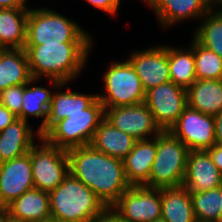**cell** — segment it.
Wrapping results in <instances>:
<instances>
[{"label": "cell", "instance_id": "1", "mask_svg": "<svg viewBox=\"0 0 222 222\" xmlns=\"http://www.w3.org/2000/svg\"><path fill=\"white\" fill-rule=\"evenodd\" d=\"M69 172L112 207L130 187L123 160L99 152L91 144L67 150Z\"/></svg>", "mask_w": 222, "mask_h": 222}, {"label": "cell", "instance_id": "2", "mask_svg": "<svg viewBox=\"0 0 222 222\" xmlns=\"http://www.w3.org/2000/svg\"><path fill=\"white\" fill-rule=\"evenodd\" d=\"M92 42H63L59 44L25 45L32 78L42 76L51 80L56 89H63L76 79L85 67Z\"/></svg>", "mask_w": 222, "mask_h": 222}, {"label": "cell", "instance_id": "3", "mask_svg": "<svg viewBox=\"0 0 222 222\" xmlns=\"http://www.w3.org/2000/svg\"><path fill=\"white\" fill-rule=\"evenodd\" d=\"M49 199L51 218L57 222H92L107 208L71 173L49 192Z\"/></svg>", "mask_w": 222, "mask_h": 222}, {"label": "cell", "instance_id": "4", "mask_svg": "<svg viewBox=\"0 0 222 222\" xmlns=\"http://www.w3.org/2000/svg\"><path fill=\"white\" fill-rule=\"evenodd\" d=\"M63 42H93L75 21L53 9L30 8L25 45L59 44Z\"/></svg>", "mask_w": 222, "mask_h": 222}, {"label": "cell", "instance_id": "5", "mask_svg": "<svg viewBox=\"0 0 222 222\" xmlns=\"http://www.w3.org/2000/svg\"><path fill=\"white\" fill-rule=\"evenodd\" d=\"M104 118V106L97 98L82 112L71 113L56 122L42 138L48 144L64 150L90 145Z\"/></svg>", "mask_w": 222, "mask_h": 222}, {"label": "cell", "instance_id": "6", "mask_svg": "<svg viewBox=\"0 0 222 222\" xmlns=\"http://www.w3.org/2000/svg\"><path fill=\"white\" fill-rule=\"evenodd\" d=\"M189 151L170 131H161L157 135V155L145 186L160 189L182 185Z\"/></svg>", "mask_w": 222, "mask_h": 222}, {"label": "cell", "instance_id": "7", "mask_svg": "<svg viewBox=\"0 0 222 222\" xmlns=\"http://www.w3.org/2000/svg\"><path fill=\"white\" fill-rule=\"evenodd\" d=\"M110 63L103 74L106 94H97L104 109L143 103L146 92L132 64L128 60Z\"/></svg>", "mask_w": 222, "mask_h": 222}, {"label": "cell", "instance_id": "8", "mask_svg": "<svg viewBox=\"0 0 222 222\" xmlns=\"http://www.w3.org/2000/svg\"><path fill=\"white\" fill-rule=\"evenodd\" d=\"M40 140L30 149L34 187L49 193L70 173L69 158L67 150L48 144L42 137Z\"/></svg>", "mask_w": 222, "mask_h": 222}, {"label": "cell", "instance_id": "9", "mask_svg": "<svg viewBox=\"0 0 222 222\" xmlns=\"http://www.w3.org/2000/svg\"><path fill=\"white\" fill-rule=\"evenodd\" d=\"M144 103L161 131H169L188 106L187 89L171 81L146 91Z\"/></svg>", "mask_w": 222, "mask_h": 222}, {"label": "cell", "instance_id": "10", "mask_svg": "<svg viewBox=\"0 0 222 222\" xmlns=\"http://www.w3.org/2000/svg\"><path fill=\"white\" fill-rule=\"evenodd\" d=\"M112 208L126 222H152L162 218L161 191L144 185L130 186Z\"/></svg>", "mask_w": 222, "mask_h": 222}, {"label": "cell", "instance_id": "11", "mask_svg": "<svg viewBox=\"0 0 222 222\" xmlns=\"http://www.w3.org/2000/svg\"><path fill=\"white\" fill-rule=\"evenodd\" d=\"M190 151L210 149L215 143V118L187 106L169 130Z\"/></svg>", "mask_w": 222, "mask_h": 222}, {"label": "cell", "instance_id": "12", "mask_svg": "<svg viewBox=\"0 0 222 222\" xmlns=\"http://www.w3.org/2000/svg\"><path fill=\"white\" fill-rule=\"evenodd\" d=\"M105 118L117 129L136 140L154 138L161 132L144 102L137 105L106 108Z\"/></svg>", "mask_w": 222, "mask_h": 222}, {"label": "cell", "instance_id": "13", "mask_svg": "<svg viewBox=\"0 0 222 222\" xmlns=\"http://www.w3.org/2000/svg\"><path fill=\"white\" fill-rule=\"evenodd\" d=\"M33 188L35 187L30 151L0 163V208H6L16 198Z\"/></svg>", "mask_w": 222, "mask_h": 222}, {"label": "cell", "instance_id": "14", "mask_svg": "<svg viewBox=\"0 0 222 222\" xmlns=\"http://www.w3.org/2000/svg\"><path fill=\"white\" fill-rule=\"evenodd\" d=\"M127 58L141 79L144 91L171 81L168 63V45L134 51Z\"/></svg>", "mask_w": 222, "mask_h": 222}, {"label": "cell", "instance_id": "15", "mask_svg": "<svg viewBox=\"0 0 222 222\" xmlns=\"http://www.w3.org/2000/svg\"><path fill=\"white\" fill-rule=\"evenodd\" d=\"M182 185L190 192H204L222 185V174L206 150L189 151Z\"/></svg>", "mask_w": 222, "mask_h": 222}, {"label": "cell", "instance_id": "16", "mask_svg": "<svg viewBox=\"0 0 222 222\" xmlns=\"http://www.w3.org/2000/svg\"><path fill=\"white\" fill-rule=\"evenodd\" d=\"M163 28L185 19H200L211 7L206 0H147Z\"/></svg>", "mask_w": 222, "mask_h": 222}, {"label": "cell", "instance_id": "17", "mask_svg": "<svg viewBox=\"0 0 222 222\" xmlns=\"http://www.w3.org/2000/svg\"><path fill=\"white\" fill-rule=\"evenodd\" d=\"M157 155V136L136 140L133 149L123 159L124 172L130 186L146 185L152 163Z\"/></svg>", "mask_w": 222, "mask_h": 222}, {"label": "cell", "instance_id": "18", "mask_svg": "<svg viewBox=\"0 0 222 222\" xmlns=\"http://www.w3.org/2000/svg\"><path fill=\"white\" fill-rule=\"evenodd\" d=\"M6 209L15 222H40L51 218L49 193L36 188L23 193Z\"/></svg>", "mask_w": 222, "mask_h": 222}, {"label": "cell", "instance_id": "19", "mask_svg": "<svg viewBox=\"0 0 222 222\" xmlns=\"http://www.w3.org/2000/svg\"><path fill=\"white\" fill-rule=\"evenodd\" d=\"M34 128L23 119H16L0 131V163L15 159L34 146Z\"/></svg>", "mask_w": 222, "mask_h": 222}, {"label": "cell", "instance_id": "20", "mask_svg": "<svg viewBox=\"0 0 222 222\" xmlns=\"http://www.w3.org/2000/svg\"><path fill=\"white\" fill-rule=\"evenodd\" d=\"M97 94H82L77 91H54L45 126L38 132L42 137L56 122L65 119L71 113L82 112L96 99Z\"/></svg>", "mask_w": 222, "mask_h": 222}, {"label": "cell", "instance_id": "21", "mask_svg": "<svg viewBox=\"0 0 222 222\" xmlns=\"http://www.w3.org/2000/svg\"><path fill=\"white\" fill-rule=\"evenodd\" d=\"M188 106L203 114L218 115L222 112V79H196L187 89Z\"/></svg>", "mask_w": 222, "mask_h": 222}, {"label": "cell", "instance_id": "22", "mask_svg": "<svg viewBox=\"0 0 222 222\" xmlns=\"http://www.w3.org/2000/svg\"><path fill=\"white\" fill-rule=\"evenodd\" d=\"M136 139L117 129L104 118L96 129L91 145L99 152L123 160L133 149Z\"/></svg>", "mask_w": 222, "mask_h": 222}, {"label": "cell", "instance_id": "23", "mask_svg": "<svg viewBox=\"0 0 222 222\" xmlns=\"http://www.w3.org/2000/svg\"><path fill=\"white\" fill-rule=\"evenodd\" d=\"M165 222H197L190 192L183 186L160 188Z\"/></svg>", "mask_w": 222, "mask_h": 222}, {"label": "cell", "instance_id": "24", "mask_svg": "<svg viewBox=\"0 0 222 222\" xmlns=\"http://www.w3.org/2000/svg\"><path fill=\"white\" fill-rule=\"evenodd\" d=\"M27 52L24 48L0 52V91L32 80Z\"/></svg>", "mask_w": 222, "mask_h": 222}, {"label": "cell", "instance_id": "25", "mask_svg": "<svg viewBox=\"0 0 222 222\" xmlns=\"http://www.w3.org/2000/svg\"><path fill=\"white\" fill-rule=\"evenodd\" d=\"M29 9L0 8V44L4 49L25 47Z\"/></svg>", "mask_w": 222, "mask_h": 222}, {"label": "cell", "instance_id": "26", "mask_svg": "<svg viewBox=\"0 0 222 222\" xmlns=\"http://www.w3.org/2000/svg\"><path fill=\"white\" fill-rule=\"evenodd\" d=\"M36 81L37 79L33 78L29 83L24 84L22 112L18 118L28 122L29 116L43 117L36 136L40 140L41 136L38 132L45 126L54 92L42 86L28 87Z\"/></svg>", "mask_w": 222, "mask_h": 222}, {"label": "cell", "instance_id": "27", "mask_svg": "<svg viewBox=\"0 0 222 222\" xmlns=\"http://www.w3.org/2000/svg\"><path fill=\"white\" fill-rule=\"evenodd\" d=\"M189 49L168 46V63L171 82L188 89L196 80L194 59V38Z\"/></svg>", "mask_w": 222, "mask_h": 222}, {"label": "cell", "instance_id": "28", "mask_svg": "<svg viewBox=\"0 0 222 222\" xmlns=\"http://www.w3.org/2000/svg\"><path fill=\"white\" fill-rule=\"evenodd\" d=\"M201 19L193 38L222 58V8H211Z\"/></svg>", "mask_w": 222, "mask_h": 222}, {"label": "cell", "instance_id": "29", "mask_svg": "<svg viewBox=\"0 0 222 222\" xmlns=\"http://www.w3.org/2000/svg\"><path fill=\"white\" fill-rule=\"evenodd\" d=\"M197 222H218L222 185L217 189L190 193Z\"/></svg>", "mask_w": 222, "mask_h": 222}, {"label": "cell", "instance_id": "30", "mask_svg": "<svg viewBox=\"0 0 222 222\" xmlns=\"http://www.w3.org/2000/svg\"><path fill=\"white\" fill-rule=\"evenodd\" d=\"M194 59L196 79H222V58L203 47L194 39Z\"/></svg>", "mask_w": 222, "mask_h": 222}, {"label": "cell", "instance_id": "31", "mask_svg": "<svg viewBox=\"0 0 222 222\" xmlns=\"http://www.w3.org/2000/svg\"><path fill=\"white\" fill-rule=\"evenodd\" d=\"M24 84L8 87L0 91V104L8 108L15 116L22 112Z\"/></svg>", "mask_w": 222, "mask_h": 222}, {"label": "cell", "instance_id": "32", "mask_svg": "<svg viewBox=\"0 0 222 222\" xmlns=\"http://www.w3.org/2000/svg\"><path fill=\"white\" fill-rule=\"evenodd\" d=\"M96 9L109 15H114L118 11L121 0H85Z\"/></svg>", "mask_w": 222, "mask_h": 222}, {"label": "cell", "instance_id": "33", "mask_svg": "<svg viewBox=\"0 0 222 222\" xmlns=\"http://www.w3.org/2000/svg\"><path fill=\"white\" fill-rule=\"evenodd\" d=\"M92 222H126L112 207H107Z\"/></svg>", "mask_w": 222, "mask_h": 222}, {"label": "cell", "instance_id": "34", "mask_svg": "<svg viewBox=\"0 0 222 222\" xmlns=\"http://www.w3.org/2000/svg\"><path fill=\"white\" fill-rule=\"evenodd\" d=\"M16 119H18L17 116H15L8 108L0 104V131L12 124Z\"/></svg>", "mask_w": 222, "mask_h": 222}, {"label": "cell", "instance_id": "35", "mask_svg": "<svg viewBox=\"0 0 222 222\" xmlns=\"http://www.w3.org/2000/svg\"><path fill=\"white\" fill-rule=\"evenodd\" d=\"M212 162L218 167L222 174V145L215 143L210 149L206 150Z\"/></svg>", "mask_w": 222, "mask_h": 222}, {"label": "cell", "instance_id": "36", "mask_svg": "<svg viewBox=\"0 0 222 222\" xmlns=\"http://www.w3.org/2000/svg\"><path fill=\"white\" fill-rule=\"evenodd\" d=\"M27 0H0V8L30 9Z\"/></svg>", "mask_w": 222, "mask_h": 222}, {"label": "cell", "instance_id": "37", "mask_svg": "<svg viewBox=\"0 0 222 222\" xmlns=\"http://www.w3.org/2000/svg\"><path fill=\"white\" fill-rule=\"evenodd\" d=\"M214 118L216 143L222 145V112L218 115H215Z\"/></svg>", "mask_w": 222, "mask_h": 222}, {"label": "cell", "instance_id": "38", "mask_svg": "<svg viewBox=\"0 0 222 222\" xmlns=\"http://www.w3.org/2000/svg\"><path fill=\"white\" fill-rule=\"evenodd\" d=\"M12 219L10 217L9 212L6 208H0V222H11Z\"/></svg>", "mask_w": 222, "mask_h": 222}, {"label": "cell", "instance_id": "39", "mask_svg": "<svg viewBox=\"0 0 222 222\" xmlns=\"http://www.w3.org/2000/svg\"><path fill=\"white\" fill-rule=\"evenodd\" d=\"M207 4L211 7L214 8L216 5V8L219 6H221L222 8V0H206ZM215 5V6H214Z\"/></svg>", "mask_w": 222, "mask_h": 222}, {"label": "cell", "instance_id": "40", "mask_svg": "<svg viewBox=\"0 0 222 222\" xmlns=\"http://www.w3.org/2000/svg\"><path fill=\"white\" fill-rule=\"evenodd\" d=\"M220 213H219V220L218 222H222V198H221V202H220Z\"/></svg>", "mask_w": 222, "mask_h": 222}, {"label": "cell", "instance_id": "41", "mask_svg": "<svg viewBox=\"0 0 222 222\" xmlns=\"http://www.w3.org/2000/svg\"><path fill=\"white\" fill-rule=\"evenodd\" d=\"M40 222H56L54 219L50 218L48 220H45V221H40Z\"/></svg>", "mask_w": 222, "mask_h": 222}, {"label": "cell", "instance_id": "42", "mask_svg": "<svg viewBox=\"0 0 222 222\" xmlns=\"http://www.w3.org/2000/svg\"><path fill=\"white\" fill-rule=\"evenodd\" d=\"M152 222H165V221L162 218H159V219H156V220H154Z\"/></svg>", "mask_w": 222, "mask_h": 222}, {"label": "cell", "instance_id": "43", "mask_svg": "<svg viewBox=\"0 0 222 222\" xmlns=\"http://www.w3.org/2000/svg\"><path fill=\"white\" fill-rule=\"evenodd\" d=\"M3 50H4V48H3V46L0 44V52L3 51Z\"/></svg>", "mask_w": 222, "mask_h": 222}]
</instances>
